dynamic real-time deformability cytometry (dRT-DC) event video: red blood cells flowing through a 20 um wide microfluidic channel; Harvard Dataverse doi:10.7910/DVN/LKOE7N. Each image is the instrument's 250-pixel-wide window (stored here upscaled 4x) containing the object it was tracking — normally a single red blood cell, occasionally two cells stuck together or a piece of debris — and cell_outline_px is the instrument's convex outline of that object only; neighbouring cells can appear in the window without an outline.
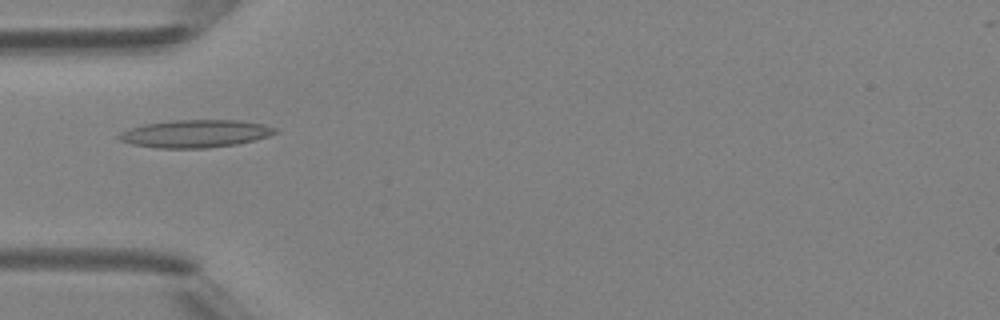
{"species": "Egyptian fruit bat (a non-hibernating species)", "species_latin": "Rousettus aegyptiacus", "temperature_condition": "room temperature", "stored_images_in_passage": 6, "camera_frame_rate_fps": 3000, "um_per_image_px": 0.085, "animal": {"sex": "female"}, "frame": {"image": 1, "passage_image": 5, "time_ms": 4.667, "image_size_px": [1000, 320], "cell_outline_px": [[280, 132], [256, 140], [236, 144], [208, 148], [156, 148], [132, 144], [120, 140], [116, 136], [120, 132], [144, 124], [172, 120], [240, 120], [264, 124], [276, 128]], "centroid_in_image_um": [16.64, 11.36], "position_along_channel_um": 68.4, "area_um2": 25.32}}
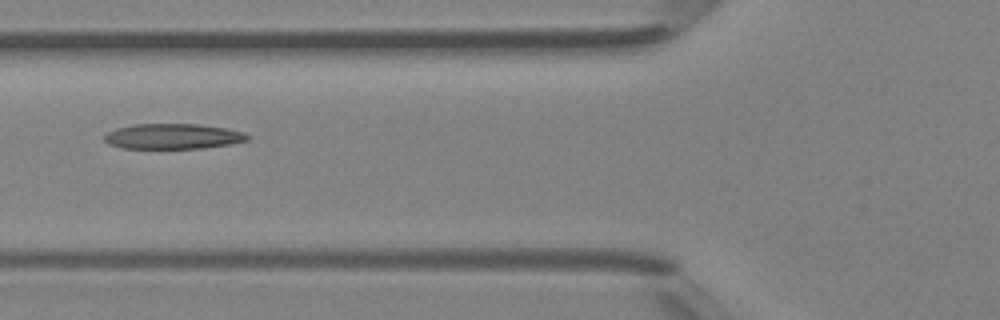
{"frame": {"image": 2, "passage_image": 6, "time_ms": 5.667, "image_size_px": [1000, 320], "cell_outline_px": [[252, 136], [248, 140], [228, 144], [204, 148], [124, 148], [108, 144], [104, 140], [104, 136], [108, 132], [116, 128], [132, 124], [200, 124], [228, 128], [244, 132]], "centroid_in_image_um": [14.72, 11.58], "position_along_channel_um": 111.1, "area_um2": 21.21}}